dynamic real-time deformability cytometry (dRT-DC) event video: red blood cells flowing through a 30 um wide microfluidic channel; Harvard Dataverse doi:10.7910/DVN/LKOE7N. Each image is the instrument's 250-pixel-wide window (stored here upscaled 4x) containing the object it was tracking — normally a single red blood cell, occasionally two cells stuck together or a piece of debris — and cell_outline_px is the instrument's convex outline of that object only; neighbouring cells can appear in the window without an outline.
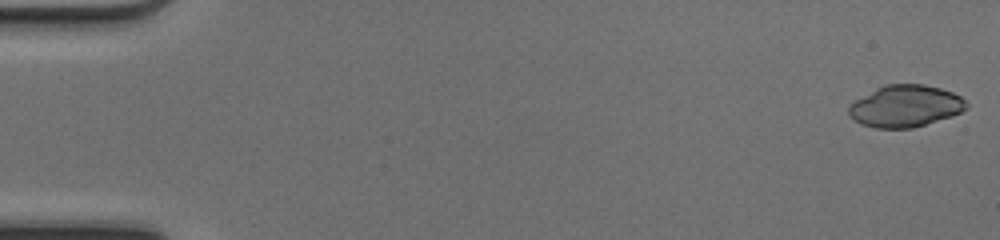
{"species": "common noctule bat (a hibernating species)", "species_latin": "Nyctalus noctula", "temperature_condition": "cold", "stored_images_in_passage": 49, "camera_frame_rate_fps": 3000, "um_per_image_px": 0.085, "animal": {"sex": "female", "body_mass_g": 17.0, "forearm_length_mm": 48.0}, "frame": {"image": 1, "passage_image": 1, "time_ms": 0.0, "image_size_px": [1000, 240], "cell_outline_px": [[968, 108], [952, 116], [912, 128], [876, 128], [860, 124], [848, 112], [848, 108], [856, 100], [876, 88], [884, 84], [924, 84], [940, 88], [952, 92], [960, 96], [968, 104]], "centroid_in_image_um": [76.98, 9.01], "position_along_channel_um": 8.0, "area_um2": 28.5}}
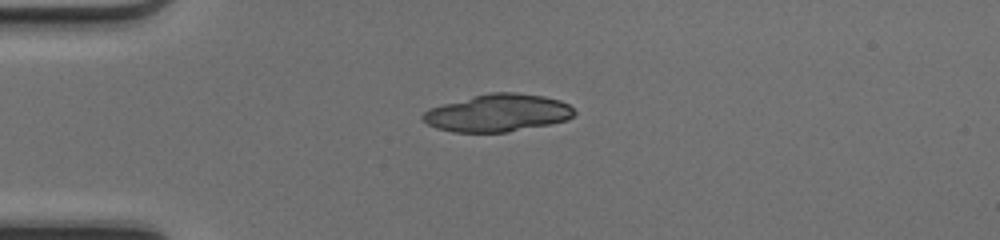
{"frame": {"image": 2, "passage_image": 13, "time_ms": 4.0, "image_size_px": [1000, 240], "cell_outline_px": [[576, 112], [568, 120], [508, 132], [452, 132], [436, 128], [428, 124], [420, 116], [428, 108], [472, 96], [492, 92], [516, 92], [544, 96], [560, 100], [568, 104]], "centroid_in_image_um": [42.3, 9.59], "position_along_channel_um": 42.7, "area_um2": 33.06}}